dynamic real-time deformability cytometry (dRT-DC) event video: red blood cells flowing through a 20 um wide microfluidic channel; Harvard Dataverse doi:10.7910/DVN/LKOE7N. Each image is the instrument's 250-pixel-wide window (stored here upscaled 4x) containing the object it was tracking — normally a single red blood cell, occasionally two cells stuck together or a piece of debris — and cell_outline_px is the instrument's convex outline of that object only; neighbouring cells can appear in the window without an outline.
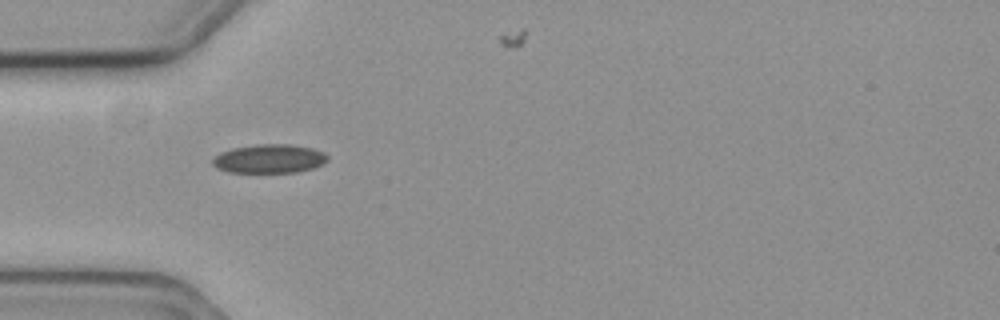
{"species": "common noctule bat (a hibernating species)", "species_latin": "Nyctalus noctula", "temperature_condition": "cold", "stored_images_in_passage": 2, "camera_frame_rate_fps": 3000, "um_per_image_px": 0.085, "animal": {"sex": "female", "body_mass_g": 19.3, "forearm_length_mm": 54.1}, "frame": {"image": 1, "passage_image": 1, "time_ms": 0.0, "image_size_px": [1000, 320], "cell_outline_px": [[328, 160], [324, 164], [312, 168], [296, 172], [228, 172], [216, 168], [212, 164], [212, 160], [220, 152], [232, 148], [256, 144], [292, 144], [312, 148], [324, 152], [328, 156]], "centroid_in_image_um": [22.9, 13.48], "position_along_channel_um": 62.1, "area_um2": 19.42}}
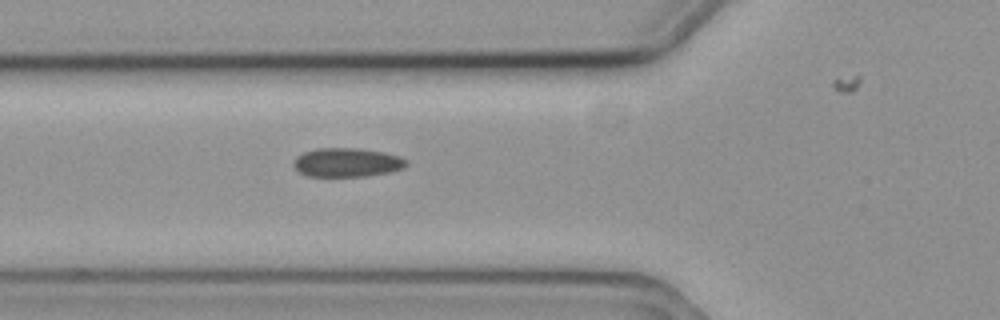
{"frame": {"image": 2, "passage_image": 2, "time_ms": 0.333, "image_size_px": [1000, 320], "cell_outline_px": [[408, 164], [404, 168], [392, 172], [368, 176], [308, 176], [300, 172], [292, 164], [292, 160], [296, 156], [304, 152], [316, 148], [360, 148], [384, 152], [400, 156], [408, 160]], "centroid_in_image_um": [29.52, 13.8], "position_along_channel_um": 96.3, "area_um2": 19.31}}